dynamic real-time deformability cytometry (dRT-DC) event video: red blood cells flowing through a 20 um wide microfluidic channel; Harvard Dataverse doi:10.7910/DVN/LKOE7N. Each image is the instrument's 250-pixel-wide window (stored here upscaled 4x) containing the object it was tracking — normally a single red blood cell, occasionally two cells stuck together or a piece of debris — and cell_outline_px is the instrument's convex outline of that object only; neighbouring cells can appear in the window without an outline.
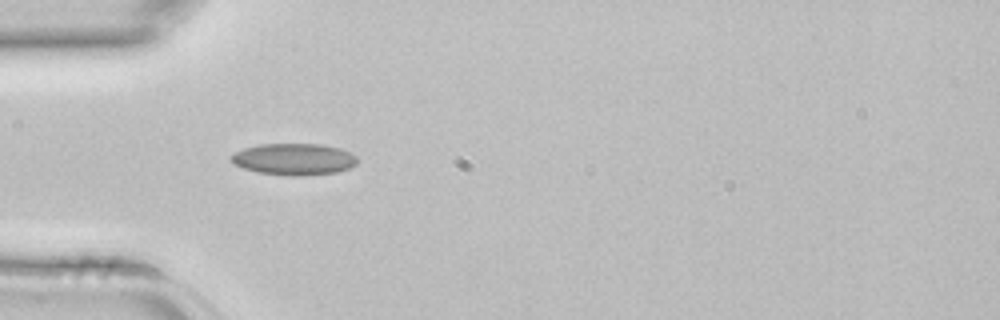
{"species": "common noctule bat (a hibernating species)", "species_latin": "Nyctalus noctula", "temperature_condition": "room temperature", "stored_images_in_passage": 4, "camera_frame_rate_fps": 3000, "um_per_image_px": 0.085, "animal": {"sex": "female", "body_mass_g": 22.7, "forearm_length_mm": 54.2}, "frame": {"image": 1, "passage_image": 3, "time_ms": 0.667, "image_size_px": [1000, 320], "cell_outline_px": [[356, 164], [348, 168], [336, 172], [300, 176], [292, 176], [260, 172], [244, 168], [236, 164], [228, 156], [244, 148], [260, 144], [320, 144], [340, 148], [356, 156]], "centroid_in_image_um": [24.98, 13.52], "position_along_channel_um": 60.0, "area_um2": 22.95}}